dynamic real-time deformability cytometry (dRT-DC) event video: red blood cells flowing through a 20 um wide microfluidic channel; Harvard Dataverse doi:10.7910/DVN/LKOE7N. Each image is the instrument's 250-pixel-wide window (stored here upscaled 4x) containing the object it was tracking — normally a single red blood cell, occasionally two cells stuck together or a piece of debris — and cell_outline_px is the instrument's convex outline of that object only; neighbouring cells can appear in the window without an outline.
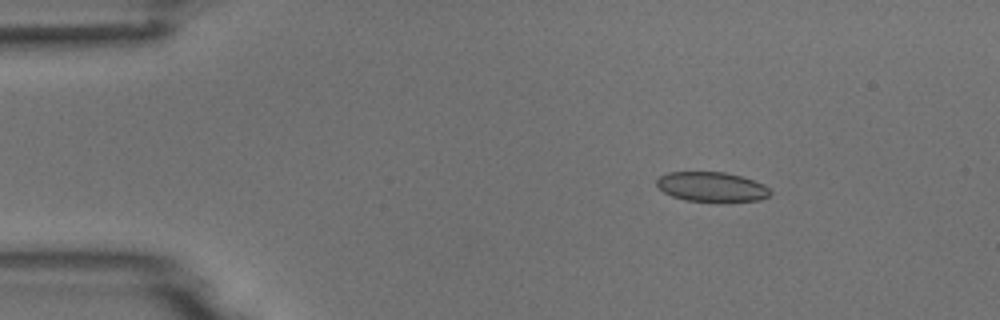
{"species": "common noctule bat (a hibernating species)", "species_latin": "Nyctalus noctula", "temperature_condition": "room temperature", "stored_images_in_passage": 7, "camera_frame_rate_fps": 3000, "um_per_image_px": 0.085, "animal": {"sex": "male", "body_mass_g": 18.8}, "frame": {"image": 1, "passage_image": 3, "time_ms": 0.667, "image_size_px": [1000, 320], "cell_outline_px": [[772, 192], [768, 196], [760, 200], [684, 200], [672, 196], [664, 192], [656, 184], [656, 180], [660, 176], [668, 172], [724, 172], [740, 176], [764, 184]], "centroid_in_image_um": [60.47, 15.86], "position_along_channel_um": 24.5, "area_um2": 19.13}}
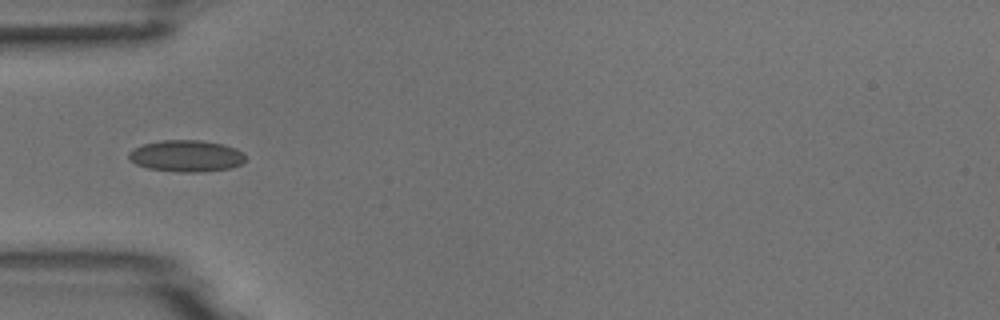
{"frame": {"image": 2, "passage_image": 5, "time_ms": 1.333, "image_size_px": [1000, 320], "cell_outline_px": [[244, 160], [240, 164], [232, 168], [200, 172], [176, 172], [148, 168], [136, 164], [128, 156], [128, 152], [132, 148], [144, 144], [160, 140], [200, 140], [224, 144], [236, 148], [244, 152]], "centroid_in_image_um": [15.84, 13.25], "position_along_channel_um": 69.2, "area_um2": 21.62}}
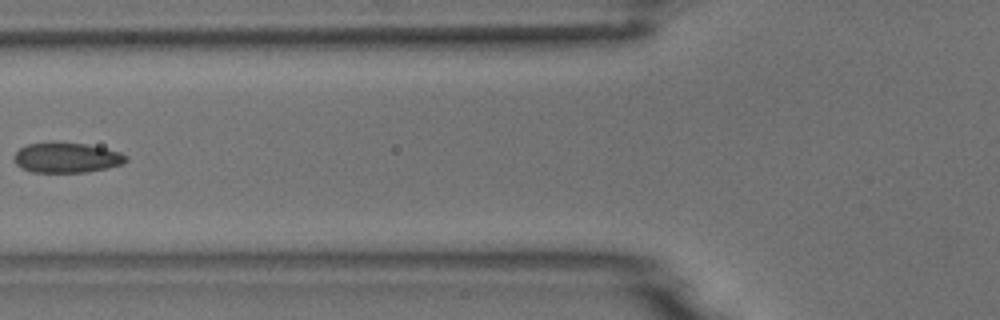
{"frame": {"image": 3, "passage_image": 6, "time_ms": 1.667, "image_size_px": [1000, 320], "cell_outline_px": [[128, 160], [124, 164], [108, 168], [88, 172], [32, 172], [20, 168], [12, 160], [12, 156], [20, 148], [28, 144], [88, 144], [120, 152], [128, 156]], "centroid_in_image_um": [5.68, 13.43], "position_along_channel_um": 120.1, "area_um2": 19.48}}